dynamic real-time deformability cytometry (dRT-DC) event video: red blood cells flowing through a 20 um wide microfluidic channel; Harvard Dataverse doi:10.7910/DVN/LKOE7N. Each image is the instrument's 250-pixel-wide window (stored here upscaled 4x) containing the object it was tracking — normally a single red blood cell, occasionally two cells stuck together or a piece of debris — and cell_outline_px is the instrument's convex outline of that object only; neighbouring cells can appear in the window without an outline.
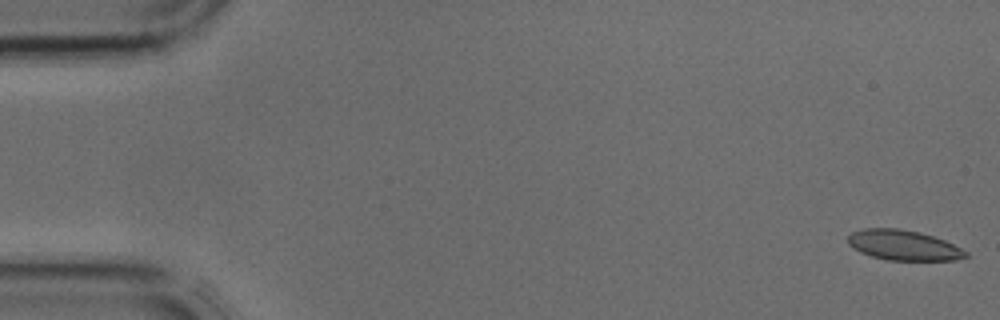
{"species": "common noctule bat (a hibernating species)", "species_latin": "Nyctalus noctula", "temperature_condition": "cold", "stored_images_in_passage": 12, "camera_frame_rate_fps": 3000, "um_per_image_px": 0.085, "animal": {"sex": "male", "body_mass_g": 17.9, "forearm_length_mm": 54.2}, "frame": {"image": 1, "passage_image": 1, "time_ms": 0.0, "image_size_px": [1000, 320], "cell_outline_px": [[968, 256], [956, 260], [888, 260], [872, 256], [860, 252], [848, 244], [848, 236], [852, 232], [864, 228], [900, 228], [920, 232], [944, 240], [968, 252]], "centroid_in_image_um": [76.78, 20.84], "position_along_channel_um": 8.2, "area_um2": 20.63}}